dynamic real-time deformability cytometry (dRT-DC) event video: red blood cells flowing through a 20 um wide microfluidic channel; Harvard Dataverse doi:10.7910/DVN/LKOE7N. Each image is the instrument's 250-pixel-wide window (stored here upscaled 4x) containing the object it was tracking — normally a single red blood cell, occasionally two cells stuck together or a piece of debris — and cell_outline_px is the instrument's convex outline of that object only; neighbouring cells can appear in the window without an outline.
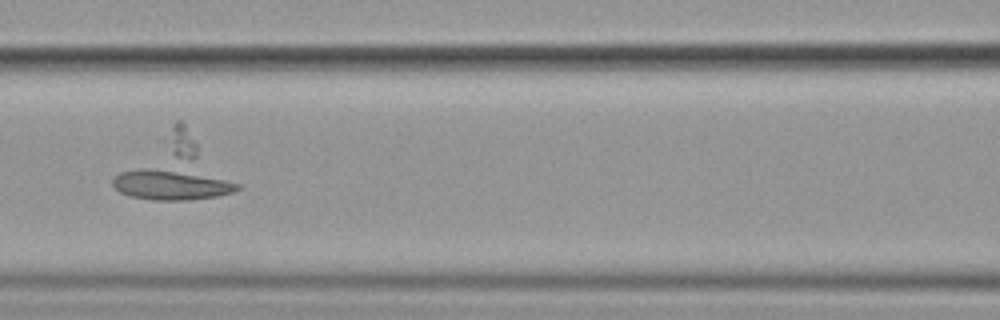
{"species": "common noctule bat (a hibernating species)", "species_latin": "Nyctalus noctula", "temperature_condition": "cold", "stored_images_in_passage": 14, "camera_frame_rate_fps": 3000, "um_per_image_px": 0.085, "animal": {"sex": "female", "body_mass_g": 19.9}, "frame": {"image": 1, "passage_image": 6, "time_ms": 6.667, "image_size_px": [1000, 320], "cell_outline_px": [[240, 188], [236, 192], [216, 196], [188, 200], [152, 200], [132, 196], [120, 192], [112, 184], [112, 180], [120, 172], [140, 168], [172, 168], [224, 180], [240, 184]], "centroid_in_image_um": [14.52, 15.69], "position_along_channel_um": 152.1, "area_um2": 21.91}}
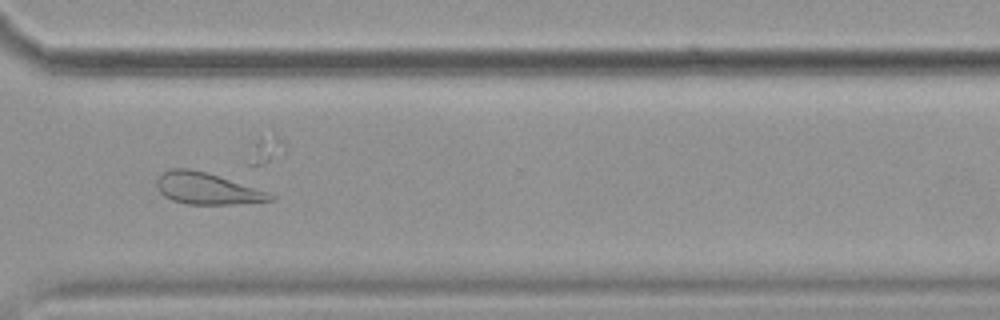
{"frame": {"image": 2, "passage_image": 11, "time_ms": 12.333, "image_size_px": [1000, 320], "cell_outline_px": [[276, 196], [272, 200], [232, 204], [188, 204], [172, 200], [164, 196], [156, 188], [156, 180], [164, 172], [172, 168], [188, 168], [208, 172], [268, 192]], "centroid_in_image_um": [17.56, 16.02], "position_along_channel_um": 353.0, "area_um2": 20.75}}
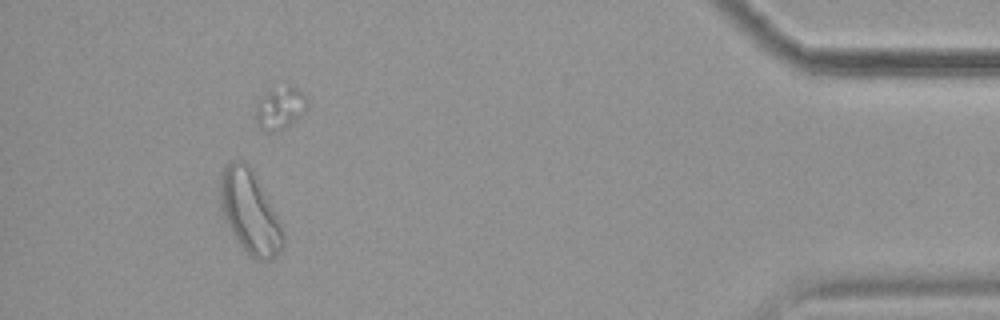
{"frame": {"image": 3, "passage_image": 13, "time_ms": 15.667, "image_size_px": [1000, 320], "cell_outline_px": [[284, 244], [276, 256], [272, 260], [260, 260], [244, 252], [232, 236], [224, 216], [220, 204], [220, 172], [232, 160], [244, 160], [252, 168], [284, 228]], "centroid_in_image_um": [21.24, 18.03], "position_along_channel_um": 414.0, "area_um2": 30.81}}